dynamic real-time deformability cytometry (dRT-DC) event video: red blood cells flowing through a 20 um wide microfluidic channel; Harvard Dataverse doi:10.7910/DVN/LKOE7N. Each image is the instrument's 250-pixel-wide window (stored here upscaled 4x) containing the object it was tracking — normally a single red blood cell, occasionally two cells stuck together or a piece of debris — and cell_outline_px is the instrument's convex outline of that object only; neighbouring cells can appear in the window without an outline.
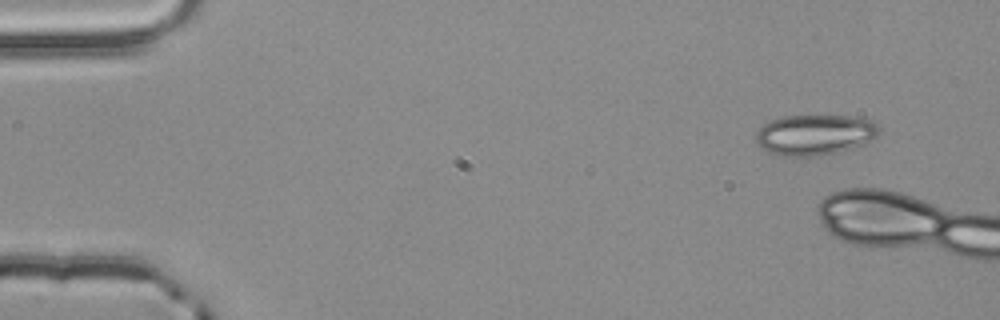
{"species": "common noctule bat (a hibernating species)", "species_latin": "Nyctalus noctula", "temperature_condition": "room temperature", "stored_images_in_passage": 3, "camera_frame_rate_fps": 3000, "um_per_image_px": 0.085, "animal": {"sex": "male", "body_mass_g": 20.4}, "frame": {"image": 1, "passage_image": 1, "time_ms": 0.0, "image_size_px": [1000, 320], "cell_outline_px": [[880, 132], [876, 136], [864, 144], [852, 148], [836, 152], [812, 156], [784, 156], [768, 152], [756, 144], [756, 132], [768, 120], [784, 116], [852, 116], [872, 120], [880, 128]], "centroid_in_image_um": [69.24, 11.45], "position_along_channel_um": 15.8, "area_um2": 29.13}}